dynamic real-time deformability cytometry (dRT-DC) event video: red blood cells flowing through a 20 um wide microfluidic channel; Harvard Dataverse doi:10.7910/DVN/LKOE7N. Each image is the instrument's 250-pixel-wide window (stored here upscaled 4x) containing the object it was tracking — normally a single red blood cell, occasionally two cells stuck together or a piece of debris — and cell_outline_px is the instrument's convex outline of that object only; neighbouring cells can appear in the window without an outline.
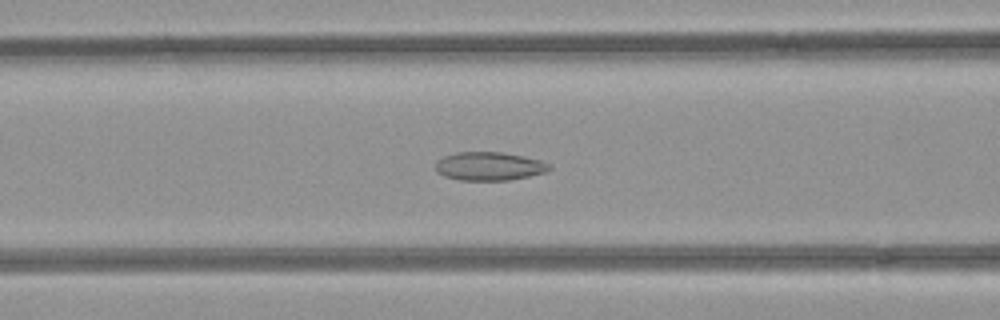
{"species": "common noctule bat (a hibernating species)", "species_latin": "Nyctalus noctula", "temperature_condition": "room temperature", "stored_images_in_passage": 35, "camera_frame_rate_fps": 3000, "um_per_image_px": 0.085, "animal": {"sex": "female", "body_mass_g": 21.9}, "frame": {"image": 1, "passage_image": 7, "time_ms": 2.0, "image_size_px": [1000, 320], "cell_outline_px": [[552, 168], [544, 172], [528, 176], [508, 180], [460, 180], [444, 176], [436, 172], [436, 160], [444, 156], [456, 152], [500, 152], [524, 156], [540, 160], [552, 164]], "centroid_in_image_um": [41.57, 14.12], "position_along_channel_um": 125.0, "area_um2": 18.9}}
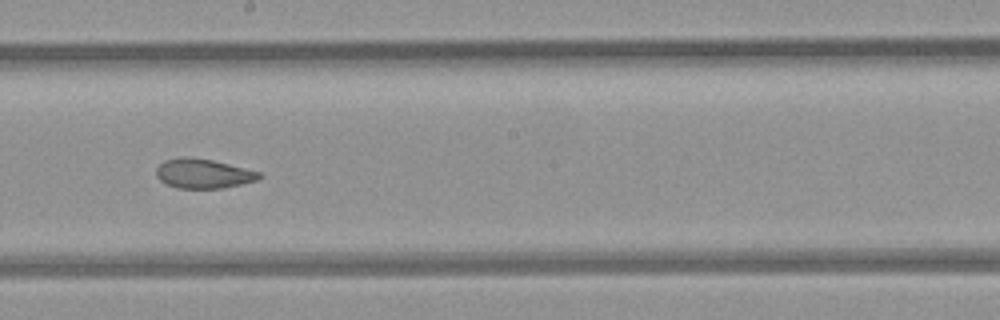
{"frame": {"image": 2, "passage_image": 15, "time_ms": 4.667, "image_size_px": [1000, 320], "cell_outline_px": [[264, 176], [256, 180], [240, 184], [220, 188], [176, 188], [164, 184], [156, 176], [156, 168], [164, 160], [184, 156], [188, 156], [212, 160], [260, 172]], "centroid_in_image_um": [17.23, 14.75], "position_along_channel_um": 231.0, "area_um2": 17.69}}
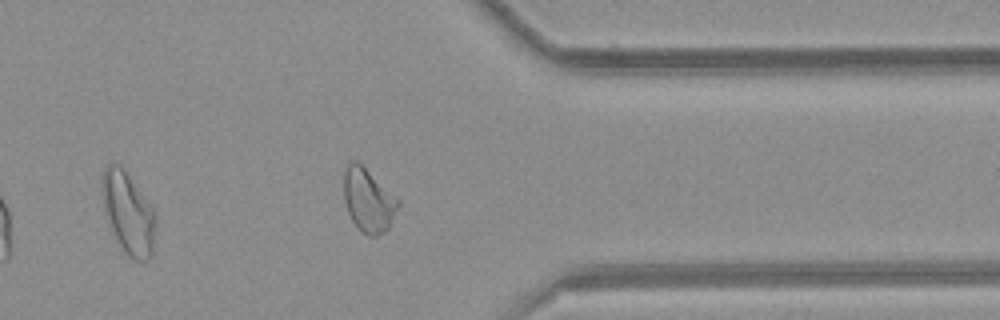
{"frame": {"image": 3, "passage_image": 27, "time_ms": 8.667, "image_size_px": [1000, 320], "cell_outline_px": [[156, 220], [152, 256], [148, 260], [136, 260], [128, 256], [124, 252], [116, 240], [108, 224], [104, 212], [100, 192], [100, 180], [104, 168], [108, 164], [120, 164], [124, 168], [152, 208], [156, 216]], "centroid_in_image_um": [10.85, 18.1], "position_along_channel_um": 400.5, "area_um2": 25.89}, "authors_computed_cell_mechanics": {"area_um2": 18.9006, "velocity_mm_per_s": 3.9713, "shape_relaxation_time_tau1_ms": null, "shape_relaxation_time_tau2_ms": 2.1801, "deformation_change_tau1": null, "deformation_change_tau2": 0.0862}}